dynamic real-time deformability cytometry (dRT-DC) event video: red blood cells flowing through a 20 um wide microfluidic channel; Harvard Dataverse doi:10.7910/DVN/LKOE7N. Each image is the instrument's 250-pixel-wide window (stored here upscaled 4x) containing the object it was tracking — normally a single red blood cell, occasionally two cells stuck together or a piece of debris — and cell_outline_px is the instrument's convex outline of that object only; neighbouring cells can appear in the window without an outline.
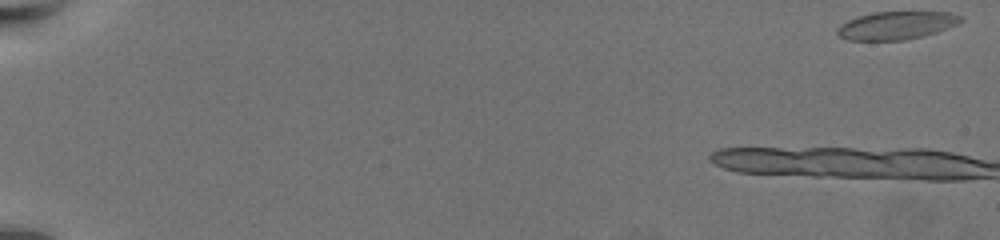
{"species": "common noctule bat (a hibernating species)", "species_latin": "Nyctalus noctula", "temperature_condition": "warm", "stored_images_in_passage": 15, "camera_frame_rate_fps": 3000, "um_per_image_px": 0.085, "animal": {"sex": "female", "body_mass_g": 19.5, "forearm_length_mm": 54.1}, "frame": {"image": 1, "passage_image": 1, "time_ms": 0.0, "image_size_px": [1000, 240], "cell_outline_px": [[964, 20], [948, 28], [924, 36], [904, 40], [848, 40], [840, 36], [836, 32], [836, 28], [840, 24], [856, 16], [872, 12], [952, 12], [960, 16]], "centroid_in_image_um": [76.17, 2.15], "position_along_channel_um": 8.8, "area_um2": 20.23}}